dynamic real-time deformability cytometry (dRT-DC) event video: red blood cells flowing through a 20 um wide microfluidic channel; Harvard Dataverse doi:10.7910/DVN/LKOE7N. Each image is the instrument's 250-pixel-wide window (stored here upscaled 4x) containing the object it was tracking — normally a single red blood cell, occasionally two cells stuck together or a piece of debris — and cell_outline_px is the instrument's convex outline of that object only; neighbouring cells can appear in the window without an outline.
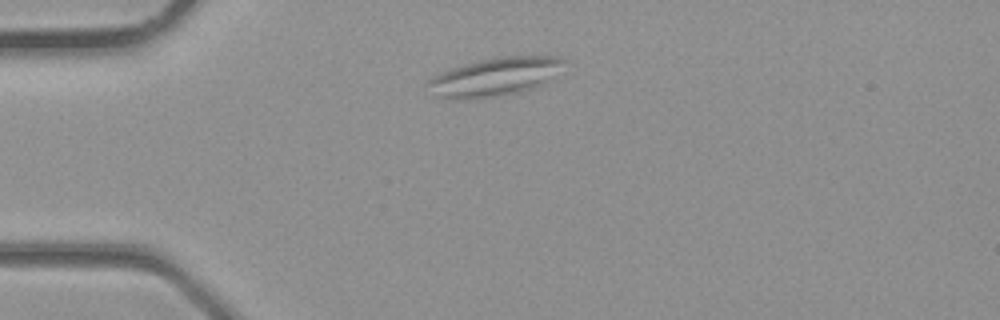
{"species": "common noctule bat (a hibernating species)", "species_latin": "Nyctalus noctula", "temperature_condition": "room temperature", "stored_images_in_passage": 2, "camera_frame_rate_fps": 3000, "um_per_image_px": 0.085, "animal": {"sex": "male", "body_mass_g": 23.1, "forearm_length_mm": 52.7}, "frame": {"image": 1, "passage_image": 1, "time_ms": 0.0, "image_size_px": [1000, 320], "cell_outline_px": [[564, 60], [544, 84], [520, 92], [476, 100], [456, 100], [436, 96], [424, 84], [432, 76], [448, 68], [476, 60], [492, 56], [560, 56]], "centroid_in_image_um": [41.92, 6.54], "position_along_channel_um": 43.1, "area_um2": 30.81}}